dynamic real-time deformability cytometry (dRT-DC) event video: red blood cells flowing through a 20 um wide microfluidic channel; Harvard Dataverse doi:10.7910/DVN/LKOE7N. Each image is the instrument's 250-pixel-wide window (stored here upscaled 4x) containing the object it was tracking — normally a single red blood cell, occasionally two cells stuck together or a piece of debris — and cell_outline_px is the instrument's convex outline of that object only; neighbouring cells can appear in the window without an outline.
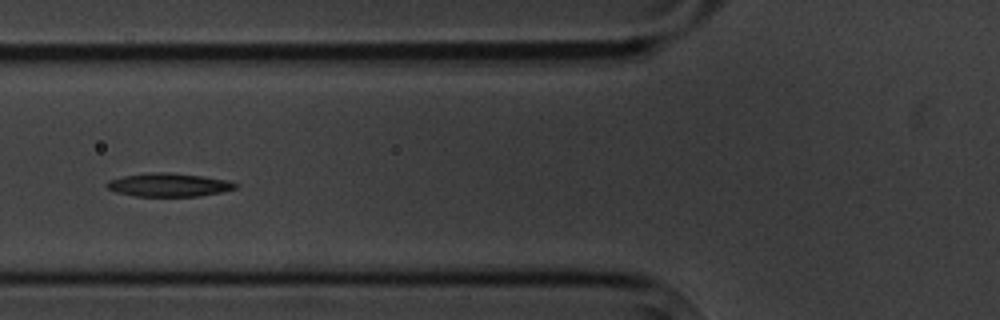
{"species": "common noctule bat (a hibernating species)", "species_latin": "Nyctalus noctula", "temperature_condition": "cold", "stored_images_in_passage": 5, "camera_frame_rate_fps": 3000, "um_per_image_px": 0.085, "animal": {"sex": "male", "body_mass_g": 20.1, "forearm_length_mm": 53.5}, "frame": {"image": 1, "passage_image": 4, "time_ms": 3.333, "image_size_px": [1000, 320], "cell_outline_px": [[240, 184], [236, 188], [220, 192], [200, 196], [132, 196], [116, 192], [108, 188], [104, 184], [108, 180], [124, 176], [152, 172], [168, 172], [204, 176], [228, 180]], "centroid_in_image_um": [14.35, 15.71], "position_along_channel_um": 111.5, "area_um2": 17.63}}
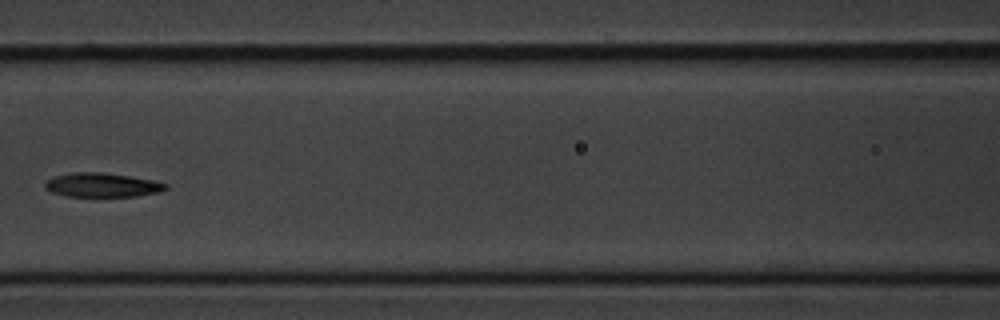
{"frame": {"image": 2, "passage_image": 5, "time_ms": 4.667, "image_size_px": [1000, 320], "cell_outline_px": [[168, 188], [160, 192], [136, 196], [64, 196], [52, 192], [44, 188], [44, 184], [48, 180], [56, 176], [72, 172], [100, 172], [128, 176], [152, 180], [168, 184]], "centroid_in_image_um": [8.68, 15.73], "position_along_channel_um": 157.9, "area_um2": 16.82}}